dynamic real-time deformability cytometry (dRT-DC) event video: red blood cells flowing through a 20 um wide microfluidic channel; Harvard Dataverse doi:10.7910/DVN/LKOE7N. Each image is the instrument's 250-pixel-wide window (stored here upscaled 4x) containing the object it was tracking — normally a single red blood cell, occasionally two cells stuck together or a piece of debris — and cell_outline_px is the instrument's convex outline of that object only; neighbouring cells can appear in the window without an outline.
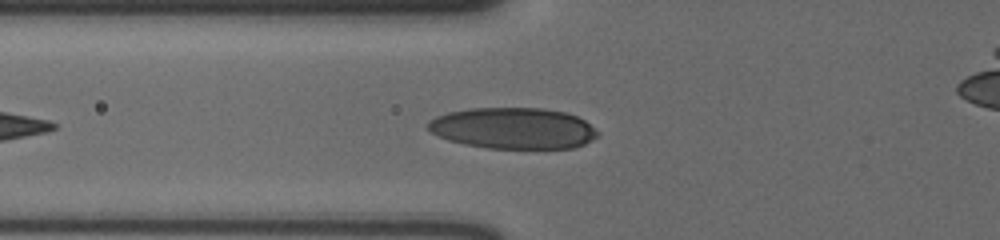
{"species": "human", "species_latin": "Homo sapiens", "temperature_condition": "cold", "stored_images_in_passage": 39, "camera_frame_rate_fps": 3000, "um_per_image_px": 0.085, "donor": {"sex": "male"}, "frame": {"image": 1, "passage_image": 6, "time_ms": 1.667, "image_size_px": [1000, 240], "cell_outline_px": [[600, 132], [592, 140], [584, 144], [572, 148], [488, 148], [464, 144], [448, 140], [432, 132], [428, 128], [428, 120], [436, 116], [448, 112], [472, 108], [544, 108], [568, 112], [584, 120]], "centroid_in_image_um": [43.64, 10.89], "position_along_channel_um": 82.2, "area_um2": 40.75}}
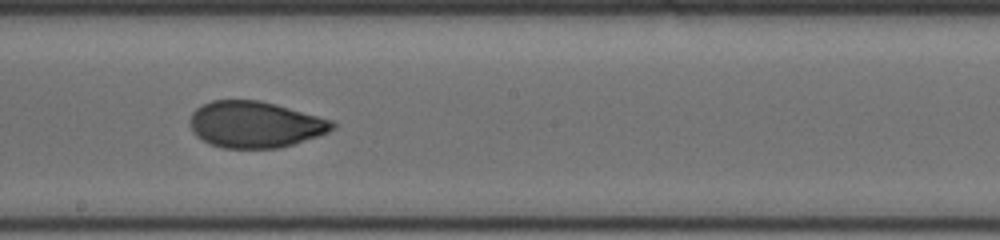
{"frame": {"image": 2, "passage_image": 18, "time_ms": 5.667, "image_size_px": [1000, 240], "cell_outline_px": [[336, 128], [328, 132], [280, 148], [224, 148], [212, 144], [196, 136], [192, 132], [188, 120], [192, 112], [196, 108], [212, 100], [260, 100], [276, 104], [332, 120], [336, 124]], "centroid_in_image_um": [21.66, 10.57], "position_along_channel_um": 226.5, "area_um2": 38.44}}
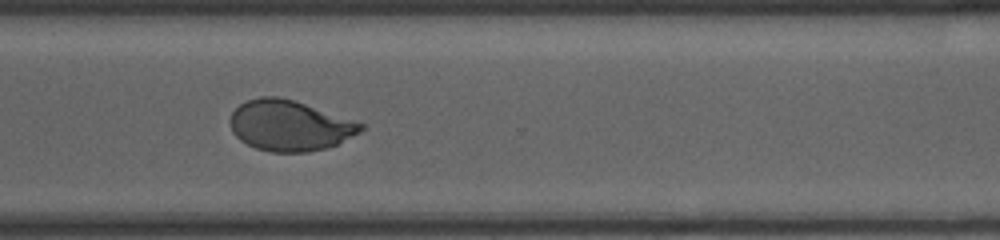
{"frame": {"image": 3, "passage_image": 28, "time_ms": 9.0, "image_size_px": [1000, 240], "cell_outline_px": [[364, 128], [360, 132], [336, 144], [324, 148], [308, 152], [272, 152], [256, 148], [240, 140], [232, 132], [232, 112], [240, 104], [248, 100], [260, 96], [276, 96], [292, 100], [364, 124]], "centroid_in_image_um": [24.6, 10.68], "position_along_channel_um": 346.0, "area_um2": 37.74}}